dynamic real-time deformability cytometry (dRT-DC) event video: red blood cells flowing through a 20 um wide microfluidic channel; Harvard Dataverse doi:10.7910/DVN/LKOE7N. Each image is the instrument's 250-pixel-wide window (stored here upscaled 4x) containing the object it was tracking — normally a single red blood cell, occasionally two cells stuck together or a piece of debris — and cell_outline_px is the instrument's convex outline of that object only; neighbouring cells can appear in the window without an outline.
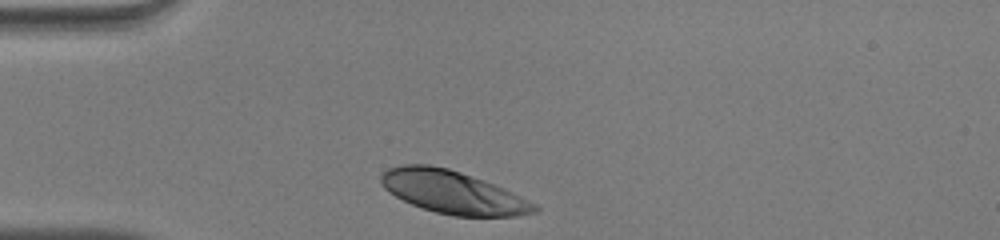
{"species": "human", "species_latin": "Homo sapiens", "temperature_condition": "warm", "stored_images_in_passage": 28, "camera_frame_rate_fps": 3000, "um_per_image_px": 0.085, "donor": {"sex": "male"}, "frame": {"image": 1, "passage_image": 1, "time_ms": 0.0, "image_size_px": [1000, 240], "cell_outline_px": [[540, 208], [536, 212], [516, 216], [452, 216], [436, 212], [412, 204], [388, 192], [380, 184], [380, 176], [388, 168], [400, 164], [428, 164], [448, 168], [484, 180], [504, 188], [536, 204]], "centroid_in_image_um": [38.47, 16.33], "position_along_channel_um": 46.5, "area_um2": 38.26}}
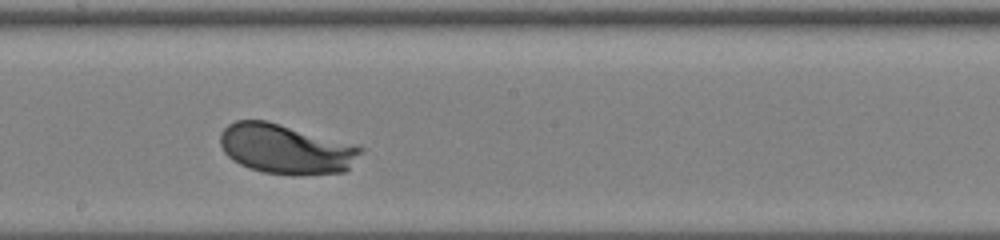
{"frame": {"image": 2, "passage_image": 16, "time_ms": 5.0, "image_size_px": [1000, 240], "cell_outline_px": [[364, 148], [348, 168], [344, 172], [292, 176], [264, 172], [248, 168], [232, 160], [224, 152], [220, 144], [220, 132], [228, 124], [236, 120], [268, 120], [360, 144]], "centroid_in_image_um": [24.32, 12.65], "position_along_channel_um": 223.9, "area_um2": 41.5}}
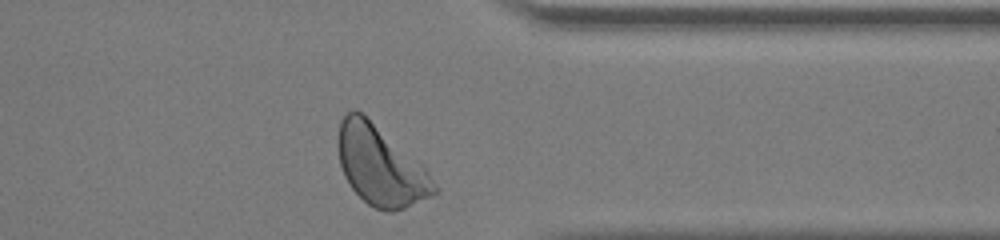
{"frame": {"image": 3, "passage_image": 28, "time_ms": 9.0, "image_size_px": [1000, 240], "cell_outline_px": [[440, 188], [436, 192], [404, 208], [392, 212], [388, 212], [376, 208], [368, 204], [352, 188], [344, 176], [340, 164], [336, 148], [336, 140], [340, 120], [352, 108], [356, 108], [424, 164]], "centroid_in_image_um": [32.33, 14.06], "position_along_channel_um": 379.1, "area_um2": 44.85}, "authors_computed_cell_mechanics": {"area_um2": 39.9976, "velocity_mm_per_s": 4.008, "shape_relaxation_time_tau1_ms": 1.5933, "shape_relaxation_time_tau2_ms": null, "deformation_change_tau1": 0.1589, "deformation_change_tau2": null}}